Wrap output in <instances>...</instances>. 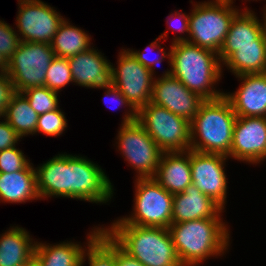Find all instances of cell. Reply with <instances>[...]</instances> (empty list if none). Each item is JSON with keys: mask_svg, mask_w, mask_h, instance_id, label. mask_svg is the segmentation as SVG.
Here are the masks:
<instances>
[{"mask_svg": "<svg viewBox=\"0 0 266 266\" xmlns=\"http://www.w3.org/2000/svg\"><path fill=\"white\" fill-rule=\"evenodd\" d=\"M222 218L172 223L168 229L182 266H197L228 250L230 231ZM229 231V232H228Z\"/></svg>", "mask_w": 266, "mask_h": 266, "instance_id": "1", "label": "cell"}, {"mask_svg": "<svg viewBox=\"0 0 266 266\" xmlns=\"http://www.w3.org/2000/svg\"><path fill=\"white\" fill-rule=\"evenodd\" d=\"M170 50L172 76L180 80L187 89L205 100H214L224 95V92L214 87L223 72L219 54L188 41L173 43Z\"/></svg>", "mask_w": 266, "mask_h": 266, "instance_id": "2", "label": "cell"}, {"mask_svg": "<svg viewBox=\"0 0 266 266\" xmlns=\"http://www.w3.org/2000/svg\"><path fill=\"white\" fill-rule=\"evenodd\" d=\"M102 230L144 266H182L168 228L112 223Z\"/></svg>", "mask_w": 266, "mask_h": 266, "instance_id": "3", "label": "cell"}, {"mask_svg": "<svg viewBox=\"0 0 266 266\" xmlns=\"http://www.w3.org/2000/svg\"><path fill=\"white\" fill-rule=\"evenodd\" d=\"M236 118L224 95L205 100L190 122V149L229 157Z\"/></svg>", "mask_w": 266, "mask_h": 266, "instance_id": "4", "label": "cell"}, {"mask_svg": "<svg viewBox=\"0 0 266 266\" xmlns=\"http://www.w3.org/2000/svg\"><path fill=\"white\" fill-rule=\"evenodd\" d=\"M193 6L189 15V38L175 37L172 44L188 41L219 54L231 22L240 10L224 1H205Z\"/></svg>", "mask_w": 266, "mask_h": 266, "instance_id": "5", "label": "cell"}, {"mask_svg": "<svg viewBox=\"0 0 266 266\" xmlns=\"http://www.w3.org/2000/svg\"><path fill=\"white\" fill-rule=\"evenodd\" d=\"M135 181L134 212L113 223L168 228L172 224L174 194L154 178H136Z\"/></svg>", "mask_w": 266, "mask_h": 266, "instance_id": "6", "label": "cell"}, {"mask_svg": "<svg viewBox=\"0 0 266 266\" xmlns=\"http://www.w3.org/2000/svg\"><path fill=\"white\" fill-rule=\"evenodd\" d=\"M137 121L163 152L190 149V122L184 117L149 102L137 111Z\"/></svg>", "mask_w": 266, "mask_h": 266, "instance_id": "7", "label": "cell"}, {"mask_svg": "<svg viewBox=\"0 0 266 266\" xmlns=\"http://www.w3.org/2000/svg\"><path fill=\"white\" fill-rule=\"evenodd\" d=\"M54 58L50 44L21 41L6 69L15 92L45 86L46 73Z\"/></svg>", "mask_w": 266, "mask_h": 266, "instance_id": "8", "label": "cell"}, {"mask_svg": "<svg viewBox=\"0 0 266 266\" xmlns=\"http://www.w3.org/2000/svg\"><path fill=\"white\" fill-rule=\"evenodd\" d=\"M118 149L138 173L137 178H154L163 151L137 121L121 124L117 134Z\"/></svg>", "mask_w": 266, "mask_h": 266, "instance_id": "9", "label": "cell"}, {"mask_svg": "<svg viewBox=\"0 0 266 266\" xmlns=\"http://www.w3.org/2000/svg\"><path fill=\"white\" fill-rule=\"evenodd\" d=\"M68 198L106 203L113 196V185L105 172L93 161L67 154Z\"/></svg>", "mask_w": 266, "mask_h": 266, "instance_id": "10", "label": "cell"}, {"mask_svg": "<svg viewBox=\"0 0 266 266\" xmlns=\"http://www.w3.org/2000/svg\"><path fill=\"white\" fill-rule=\"evenodd\" d=\"M122 50L119 52L117 68L111 65V84L138 111L150 102L154 79L149 68L138 62L128 50Z\"/></svg>", "mask_w": 266, "mask_h": 266, "instance_id": "11", "label": "cell"}, {"mask_svg": "<svg viewBox=\"0 0 266 266\" xmlns=\"http://www.w3.org/2000/svg\"><path fill=\"white\" fill-rule=\"evenodd\" d=\"M18 6L16 27L20 40L51 44L65 17L41 0H18Z\"/></svg>", "mask_w": 266, "mask_h": 266, "instance_id": "12", "label": "cell"}, {"mask_svg": "<svg viewBox=\"0 0 266 266\" xmlns=\"http://www.w3.org/2000/svg\"><path fill=\"white\" fill-rule=\"evenodd\" d=\"M227 156L202 153L190 149L192 184L210 197L223 210L227 198L225 161Z\"/></svg>", "mask_w": 266, "mask_h": 266, "instance_id": "13", "label": "cell"}, {"mask_svg": "<svg viewBox=\"0 0 266 266\" xmlns=\"http://www.w3.org/2000/svg\"><path fill=\"white\" fill-rule=\"evenodd\" d=\"M204 101L199 94L190 91L172 76V67L154 80L150 103L164 107L189 122L194 119Z\"/></svg>", "mask_w": 266, "mask_h": 266, "instance_id": "14", "label": "cell"}, {"mask_svg": "<svg viewBox=\"0 0 266 266\" xmlns=\"http://www.w3.org/2000/svg\"><path fill=\"white\" fill-rule=\"evenodd\" d=\"M229 157L251 164L266 159V117L237 116Z\"/></svg>", "mask_w": 266, "mask_h": 266, "instance_id": "15", "label": "cell"}, {"mask_svg": "<svg viewBox=\"0 0 266 266\" xmlns=\"http://www.w3.org/2000/svg\"><path fill=\"white\" fill-rule=\"evenodd\" d=\"M234 93H224L240 117H266V73L242 74Z\"/></svg>", "mask_w": 266, "mask_h": 266, "instance_id": "16", "label": "cell"}, {"mask_svg": "<svg viewBox=\"0 0 266 266\" xmlns=\"http://www.w3.org/2000/svg\"><path fill=\"white\" fill-rule=\"evenodd\" d=\"M93 47L68 58L73 83L87 88L111 84V62Z\"/></svg>", "mask_w": 266, "mask_h": 266, "instance_id": "17", "label": "cell"}, {"mask_svg": "<svg viewBox=\"0 0 266 266\" xmlns=\"http://www.w3.org/2000/svg\"><path fill=\"white\" fill-rule=\"evenodd\" d=\"M223 209L195 185H189L183 192L174 194L172 223L203 218H221Z\"/></svg>", "mask_w": 266, "mask_h": 266, "instance_id": "18", "label": "cell"}, {"mask_svg": "<svg viewBox=\"0 0 266 266\" xmlns=\"http://www.w3.org/2000/svg\"><path fill=\"white\" fill-rule=\"evenodd\" d=\"M154 179L172 194L183 192L192 184L190 149L163 152Z\"/></svg>", "mask_w": 266, "mask_h": 266, "instance_id": "19", "label": "cell"}, {"mask_svg": "<svg viewBox=\"0 0 266 266\" xmlns=\"http://www.w3.org/2000/svg\"><path fill=\"white\" fill-rule=\"evenodd\" d=\"M219 60L235 76L266 73V45L222 46Z\"/></svg>", "mask_w": 266, "mask_h": 266, "instance_id": "20", "label": "cell"}, {"mask_svg": "<svg viewBox=\"0 0 266 266\" xmlns=\"http://www.w3.org/2000/svg\"><path fill=\"white\" fill-rule=\"evenodd\" d=\"M37 190L41 199L68 198L67 154H58L35 168Z\"/></svg>", "mask_w": 266, "mask_h": 266, "instance_id": "21", "label": "cell"}, {"mask_svg": "<svg viewBox=\"0 0 266 266\" xmlns=\"http://www.w3.org/2000/svg\"><path fill=\"white\" fill-rule=\"evenodd\" d=\"M30 163L24 170L0 173V203H26L41 199L37 190L35 168Z\"/></svg>", "mask_w": 266, "mask_h": 266, "instance_id": "22", "label": "cell"}, {"mask_svg": "<svg viewBox=\"0 0 266 266\" xmlns=\"http://www.w3.org/2000/svg\"><path fill=\"white\" fill-rule=\"evenodd\" d=\"M245 9L233 18L222 46L266 45L264 17L261 23L252 10Z\"/></svg>", "mask_w": 266, "mask_h": 266, "instance_id": "23", "label": "cell"}, {"mask_svg": "<svg viewBox=\"0 0 266 266\" xmlns=\"http://www.w3.org/2000/svg\"><path fill=\"white\" fill-rule=\"evenodd\" d=\"M36 242L26 229L12 226L0 235V266H23L34 256Z\"/></svg>", "mask_w": 266, "mask_h": 266, "instance_id": "24", "label": "cell"}, {"mask_svg": "<svg viewBox=\"0 0 266 266\" xmlns=\"http://www.w3.org/2000/svg\"><path fill=\"white\" fill-rule=\"evenodd\" d=\"M86 247L77 242H60L55 245L36 242L34 256L41 266H81Z\"/></svg>", "mask_w": 266, "mask_h": 266, "instance_id": "25", "label": "cell"}, {"mask_svg": "<svg viewBox=\"0 0 266 266\" xmlns=\"http://www.w3.org/2000/svg\"><path fill=\"white\" fill-rule=\"evenodd\" d=\"M91 39L82 29L64 19L51 42L56 57L70 58L91 48Z\"/></svg>", "mask_w": 266, "mask_h": 266, "instance_id": "26", "label": "cell"}, {"mask_svg": "<svg viewBox=\"0 0 266 266\" xmlns=\"http://www.w3.org/2000/svg\"><path fill=\"white\" fill-rule=\"evenodd\" d=\"M38 116L27 98L22 93L15 92L1 118H4L22 139L28 134H36Z\"/></svg>", "mask_w": 266, "mask_h": 266, "instance_id": "27", "label": "cell"}, {"mask_svg": "<svg viewBox=\"0 0 266 266\" xmlns=\"http://www.w3.org/2000/svg\"><path fill=\"white\" fill-rule=\"evenodd\" d=\"M87 248L84 251L81 266L86 259L89 266H117L115 259V242L102 230L93 228L87 236Z\"/></svg>", "mask_w": 266, "mask_h": 266, "instance_id": "28", "label": "cell"}, {"mask_svg": "<svg viewBox=\"0 0 266 266\" xmlns=\"http://www.w3.org/2000/svg\"><path fill=\"white\" fill-rule=\"evenodd\" d=\"M22 94L38 115L53 111L59 107L58 92L50 90L46 86L29 88L23 91Z\"/></svg>", "mask_w": 266, "mask_h": 266, "instance_id": "29", "label": "cell"}, {"mask_svg": "<svg viewBox=\"0 0 266 266\" xmlns=\"http://www.w3.org/2000/svg\"><path fill=\"white\" fill-rule=\"evenodd\" d=\"M73 82L68 58L56 57L52 60L46 73L45 86L60 92L67 84Z\"/></svg>", "mask_w": 266, "mask_h": 266, "instance_id": "30", "label": "cell"}, {"mask_svg": "<svg viewBox=\"0 0 266 266\" xmlns=\"http://www.w3.org/2000/svg\"><path fill=\"white\" fill-rule=\"evenodd\" d=\"M67 125L65 114L58 107L53 111L38 116L36 133H43L51 137H56L65 131Z\"/></svg>", "mask_w": 266, "mask_h": 266, "instance_id": "31", "label": "cell"}, {"mask_svg": "<svg viewBox=\"0 0 266 266\" xmlns=\"http://www.w3.org/2000/svg\"><path fill=\"white\" fill-rule=\"evenodd\" d=\"M168 33L164 32L163 34H161V36H159V38H156L155 41H153L150 45H148V47L145 48V51L148 52L149 50H155L157 49V52L162 55H160V57H158L157 59H149V57L147 56V52H140L139 51H135V50H130L127 49L133 57H135V59L140 62L144 67L149 68V72L151 73L153 79H156V77H154V68L155 65L157 66L158 64H160L162 62V60L164 61L165 57L169 58L168 63L170 66H172V61H171V50H169V52L167 53L166 51H164L165 49L163 47H161V45H159V40L164 39L165 37L167 38Z\"/></svg>", "mask_w": 266, "mask_h": 266, "instance_id": "32", "label": "cell"}, {"mask_svg": "<svg viewBox=\"0 0 266 266\" xmlns=\"http://www.w3.org/2000/svg\"><path fill=\"white\" fill-rule=\"evenodd\" d=\"M29 164V159L16 146L0 151V173L24 170Z\"/></svg>", "mask_w": 266, "mask_h": 266, "instance_id": "33", "label": "cell"}, {"mask_svg": "<svg viewBox=\"0 0 266 266\" xmlns=\"http://www.w3.org/2000/svg\"><path fill=\"white\" fill-rule=\"evenodd\" d=\"M21 40L14 28L0 20V54L8 61L16 52Z\"/></svg>", "mask_w": 266, "mask_h": 266, "instance_id": "34", "label": "cell"}, {"mask_svg": "<svg viewBox=\"0 0 266 266\" xmlns=\"http://www.w3.org/2000/svg\"><path fill=\"white\" fill-rule=\"evenodd\" d=\"M103 89H106L105 92V97H104V102H108L105 98L110 97L113 101L117 102V106L121 107H128L129 110L128 112H124L125 115L123 117V121L121 122L122 124H127L130 122H133L135 120H137V111L131 106V104L128 102V100L123 96V94L120 92V90L118 88H116L115 86H113L112 84L110 85H106L104 87H102ZM109 100V99H108ZM111 100V101H112ZM109 103V102H108ZM114 103V102H113ZM108 105V104H107ZM115 107V108H118ZM111 108V107H110ZM113 108V107H112ZM114 109V108H113Z\"/></svg>", "mask_w": 266, "mask_h": 266, "instance_id": "35", "label": "cell"}, {"mask_svg": "<svg viewBox=\"0 0 266 266\" xmlns=\"http://www.w3.org/2000/svg\"><path fill=\"white\" fill-rule=\"evenodd\" d=\"M15 93L12 81L6 71L0 72V118Z\"/></svg>", "mask_w": 266, "mask_h": 266, "instance_id": "36", "label": "cell"}, {"mask_svg": "<svg viewBox=\"0 0 266 266\" xmlns=\"http://www.w3.org/2000/svg\"><path fill=\"white\" fill-rule=\"evenodd\" d=\"M20 138L5 119L2 122L0 121V151L15 147Z\"/></svg>", "mask_w": 266, "mask_h": 266, "instance_id": "37", "label": "cell"}, {"mask_svg": "<svg viewBox=\"0 0 266 266\" xmlns=\"http://www.w3.org/2000/svg\"><path fill=\"white\" fill-rule=\"evenodd\" d=\"M169 17L170 18L167 19V23L169 25L168 29H171L174 32L175 31L180 32L181 34L182 33L184 34V32H187L189 35V15H187L186 13H181V12L175 11L174 13L169 15ZM175 19L178 20L179 23H177V25L174 26L172 23H173V21H175Z\"/></svg>", "mask_w": 266, "mask_h": 266, "instance_id": "38", "label": "cell"}, {"mask_svg": "<svg viewBox=\"0 0 266 266\" xmlns=\"http://www.w3.org/2000/svg\"><path fill=\"white\" fill-rule=\"evenodd\" d=\"M115 259L117 266H144L137 259L128 255L115 243Z\"/></svg>", "mask_w": 266, "mask_h": 266, "instance_id": "39", "label": "cell"}, {"mask_svg": "<svg viewBox=\"0 0 266 266\" xmlns=\"http://www.w3.org/2000/svg\"><path fill=\"white\" fill-rule=\"evenodd\" d=\"M23 266H41L39 263V260L35 257L32 256L28 261H26Z\"/></svg>", "mask_w": 266, "mask_h": 266, "instance_id": "40", "label": "cell"}, {"mask_svg": "<svg viewBox=\"0 0 266 266\" xmlns=\"http://www.w3.org/2000/svg\"><path fill=\"white\" fill-rule=\"evenodd\" d=\"M8 61L0 54V72H4L7 69Z\"/></svg>", "mask_w": 266, "mask_h": 266, "instance_id": "41", "label": "cell"}, {"mask_svg": "<svg viewBox=\"0 0 266 266\" xmlns=\"http://www.w3.org/2000/svg\"><path fill=\"white\" fill-rule=\"evenodd\" d=\"M264 13H263V17H264V20H265V25H266V9L264 8Z\"/></svg>", "mask_w": 266, "mask_h": 266, "instance_id": "42", "label": "cell"}, {"mask_svg": "<svg viewBox=\"0 0 266 266\" xmlns=\"http://www.w3.org/2000/svg\"><path fill=\"white\" fill-rule=\"evenodd\" d=\"M253 1H254V0H253ZM256 1H257V0H256ZM227 2H228L229 4H231V5L234 3L233 0H228Z\"/></svg>", "mask_w": 266, "mask_h": 266, "instance_id": "43", "label": "cell"}, {"mask_svg": "<svg viewBox=\"0 0 266 266\" xmlns=\"http://www.w3.org/2000/svg\"><path fill=\"white\" fill-rule=\"evenodd\" d=\"M213 1H224V2H227L228 0H213Z\"/></svg>", "mask_w": 266, "mask_h": 266, "instance_id": "44", "label": "cell"}]
</instances>
